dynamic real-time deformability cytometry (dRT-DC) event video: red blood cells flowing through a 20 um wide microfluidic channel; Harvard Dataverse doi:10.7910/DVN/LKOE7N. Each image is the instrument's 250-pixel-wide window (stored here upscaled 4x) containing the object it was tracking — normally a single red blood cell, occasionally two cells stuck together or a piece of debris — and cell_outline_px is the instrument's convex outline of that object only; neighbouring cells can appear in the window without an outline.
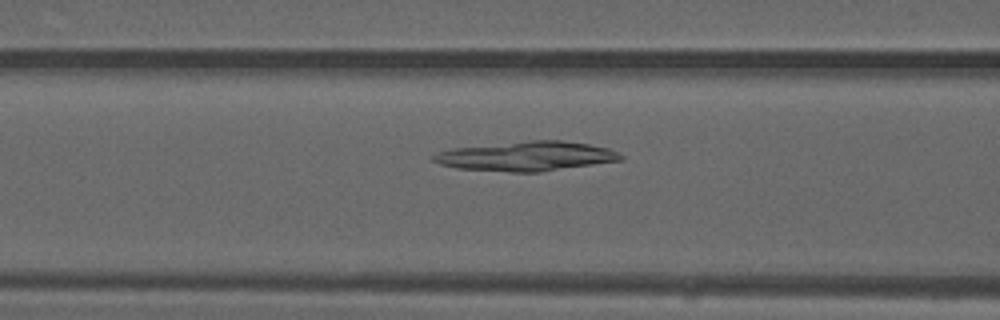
{"species": "common noctule bat (a hibernating species)", "species_latin": "Nyctalus noctula", "temperature_condition": "warm", "stored_images_in_passage": 50, "camera_frame_rate_fps": 3000, "um_per_image_px": 0.085, "animal": {"sex": "male", "forearm_length_mm": 52.5}, "frame": {"image": 1, "passage_image": 20, "time_ms": 6.333, "image_size_px": [1000, 320], "cell_outline_px": [[624, 160], [540, 172], [512, 172], [456, 168], [440, 164], [432, 160], [432, 156], [436, 152], [452, 148], [532, 140], [560, 140], [588, 144], [608, 148], [620, 152], [624, 156]], "centroid_in_image_um": [44.77, 13.28], "position_along_channel_um": 121.8, "area_um2": 32.25}}
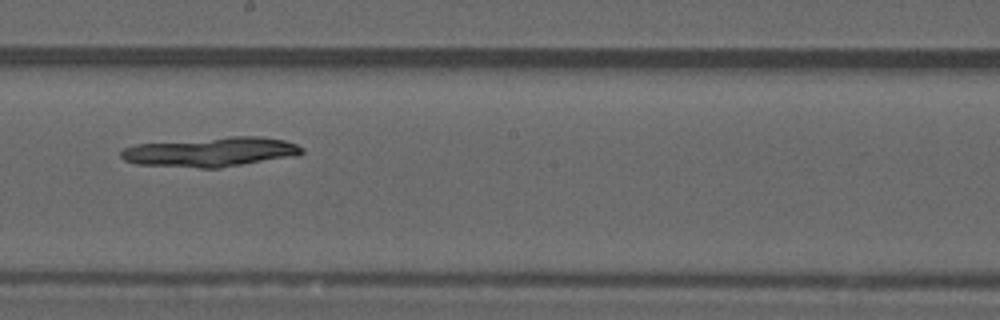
{"frame": {"image": 2, "passage_image": 28, "time_ms": 9.0, "image_size_px": [1000, 320], "cell_outline_px": [[304, 152], [296, 156], [220, 168], [200, 168], [136, 164], [124, 160], [120, 156], [120, 152], [124, 148], [136, 144], [232, 136], [260, 136], [284, 140], [296, 144], [304, 148]], "centroid_in_image_um": [17.94, 12.91], "position_along_channel_um": 230.3, "area_um2": 31.21}}
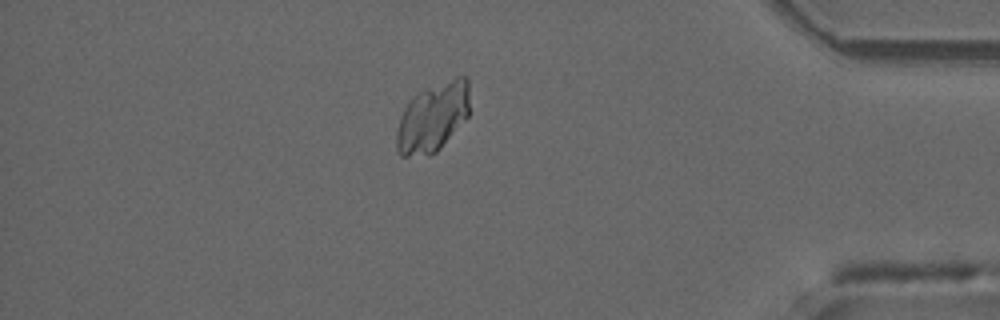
{"frame": {"image": 3, "passage_image": 43, "time_ms": 14.0, "image_size_px": [1000, 320], "cell_outline_px": [[468, 116], [440, 148], [436, 152], [428, 156], [400, 156], [396, 152], [396, 132], [400, 116], [408, 100], [412, 96], [428, 88], [456, 76], [468, 76]], "centroid_in_image_um": [36.75, 9.99], "position_along_channel_um": 398.5, "area_um2": 29.48}}